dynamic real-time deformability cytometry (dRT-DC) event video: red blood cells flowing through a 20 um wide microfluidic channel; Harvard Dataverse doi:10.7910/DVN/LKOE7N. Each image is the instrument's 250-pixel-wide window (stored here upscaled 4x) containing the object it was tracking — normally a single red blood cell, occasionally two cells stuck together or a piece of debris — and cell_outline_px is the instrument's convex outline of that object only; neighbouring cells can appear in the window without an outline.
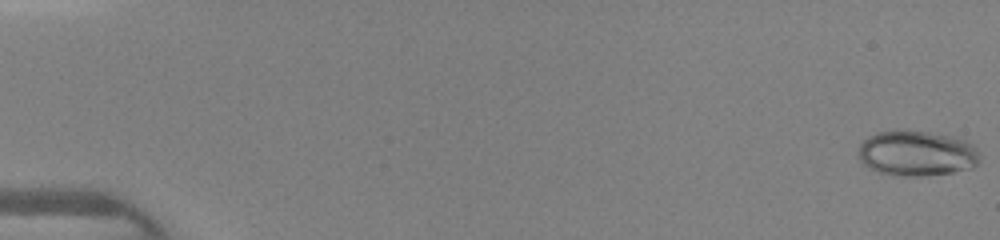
{"species": "human", "species_latin": "Homo sapiens", "temperature_condition": "warm", "stored_images_in_passage": 47, "camera_frame_rate_fps": 3000, "um_per_image_px": 0.085, "donor": {"sex": "female"}, "frame": {"image": 1, "passage_image": 1, "time_ms": 0.0, "image_size_px": [1000, 240], "cell_outline_px": [[980, 160], [972, 168], [952, 172], [920, 176], [892, 176], [880, 172], [864, 164], [860, 160], [860, 144], [868, 136], [876, 132], [900, 128], [956, 136], [972, 144], [980, 152]], "centroid_in_image_um": [77.94, 13.01], "position_along_channel_um": 7.1, "area_um2": 32.54}}
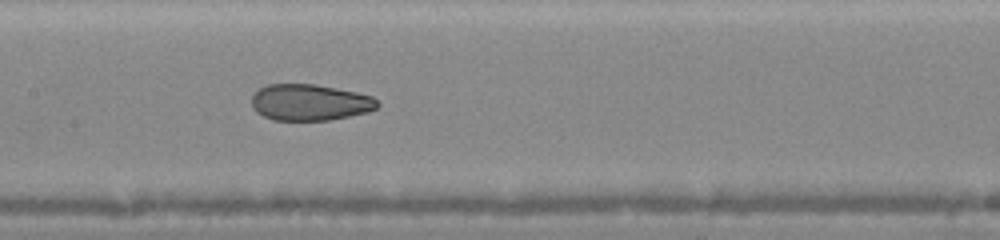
{"frame": {"image": 2, "passage_image": 24, "time_ms": 7.667, "image_size_px": [1000, 240], "cell_outline_px": [[380, 104], [376, 108], [368, 112], [328, 120], [272, 120], [256, 112], [252, 108], [252, 96], [260, 88], [268, 84], [316, 84], [356, 92], [372, 96]], "centroid_in_image_um": [26.32, 8.7], "position_along_channel_um": 181.1, "area_um2": 26.59}}
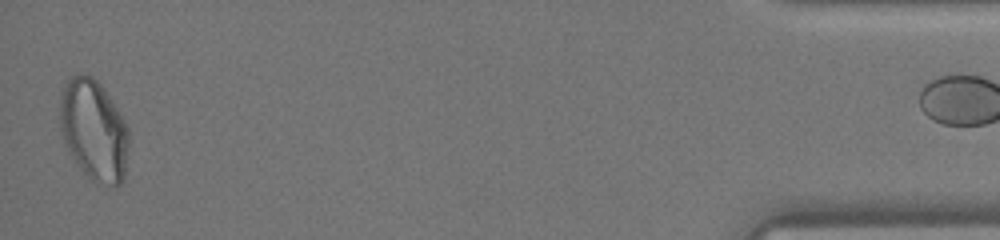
{"frame": {"image": 3, "passage_image": 46, "time_ms": 15.0, "image_size_px": [1000, 240], "cell_outline_px": [[128, 148], [124, 180], [120, 184], [112, 188], [96, 184], [84, 172], [60, 136], [60, 88], [68, 76], [76, 72], [80, 72], [92, 76], [100, 84], [124, 120], [128, 128]], "centroid_in_image_um": [7.95, 11.04], "position_along_channel_um": 427.2, "area_um2": 40.98}}